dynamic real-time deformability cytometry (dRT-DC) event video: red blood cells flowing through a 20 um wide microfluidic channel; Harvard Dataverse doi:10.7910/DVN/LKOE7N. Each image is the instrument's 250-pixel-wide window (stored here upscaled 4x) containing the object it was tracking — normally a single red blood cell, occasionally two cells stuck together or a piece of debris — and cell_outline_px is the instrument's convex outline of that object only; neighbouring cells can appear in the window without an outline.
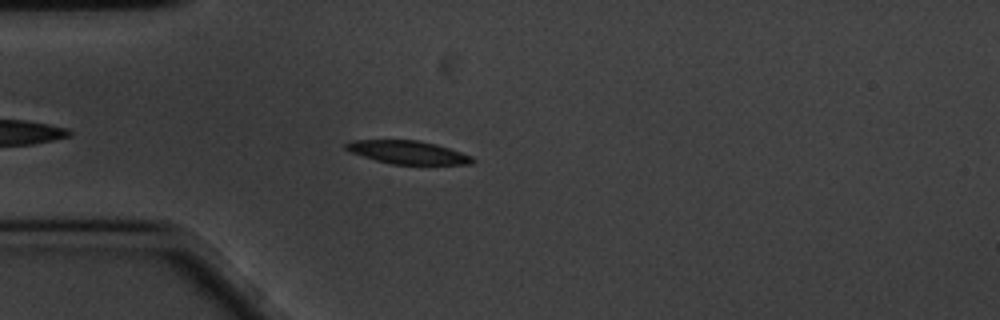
{"species": "common noctule bat (a hibernating species)", "species_latin": "Nyctalus noctula", "temperature_condition": "cold", "stored_images_in_passage": 43, "camera_frame_rate_fps": 3000, "um_per_image_px": 0.085, "animal": {"sex": "male", "body_mass_g": 20.1, "forearm_length_mm": 53.5}, "frame": {"image": 1, "passage_image": 7, "time_ms": 2.0, "image_size_px": [1000, 320], "cell_outline_px": [[476, 160], [472, 164], [392, 164], [376, 160], [352, 152], [344, 148], [344, 144], [352, 140], [416, 140], [436, 144], [472, 156]], "centroid_in_image_um": [34.67, 12.94], "position_along_channel_um": 50.3, "area_um2": 16.88}}
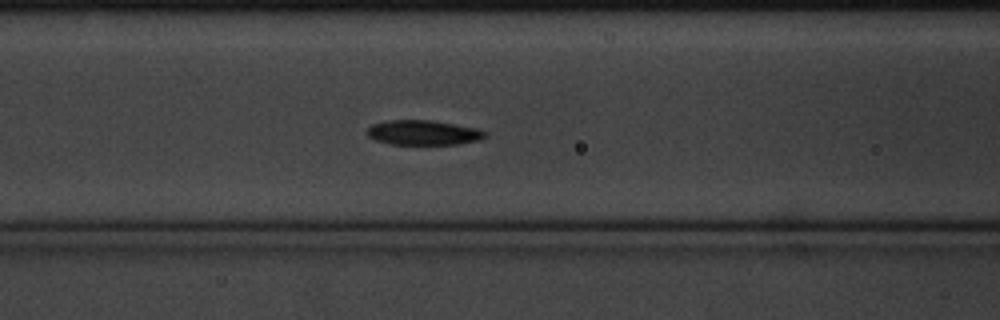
{"frame": {"image": 2, "passage_image": 15, "time_ms": 4.667, "image_size_px": [1000, 320], "cell_outline_px": [[488, 136], [480, 140], [460, 144], [392, 144], [376, 140], [368, 136], [364, 132], [372, 124], [384, 120], [432, 120], [476, 128], [484, 132]], "centroid_in_image_um": [35.95, 11.27], "position_along_channel_um": 130.6, "area_um2": 17.11}}
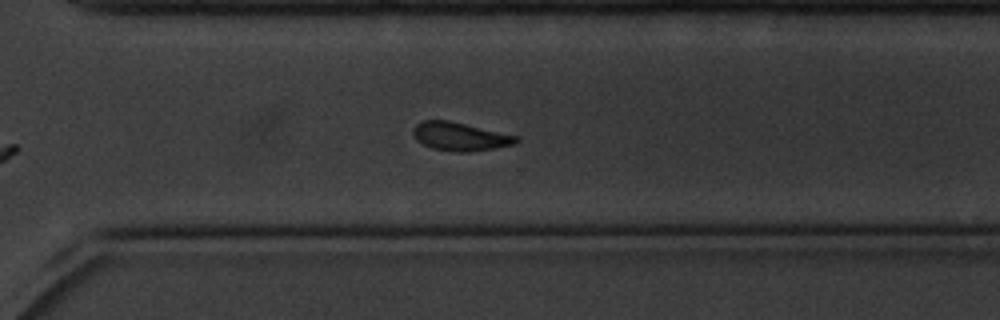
{"frame": {"image": 3, "passage_image": 33, "time_ms": 10.667, "image_size_px": [1000, 320], "cell_outline_px": [[520, 140], [516, 144], [468, 152], [456, 152], [432, 148], [416, 140], [412, 132], [412, 128], [416, 124], [424, 120], [448, 120], [520, 136]], "centroid_in_image_um": [39.12, 11.6], "position_along_channel_um": 331.5, "area_um2": 17.11}, "authors_computed_cell_mechanics": {"area_um2": 17.34, "velocity_mm_per_s": 3.3584, "shape_relaxation_time_tau1_ms": 2.7548, "shape_relaxation_time_tau2_ms": 9.1683, "deformation_change_tau1": 0.1003, "deformation_change_tau2": 0.1258}}